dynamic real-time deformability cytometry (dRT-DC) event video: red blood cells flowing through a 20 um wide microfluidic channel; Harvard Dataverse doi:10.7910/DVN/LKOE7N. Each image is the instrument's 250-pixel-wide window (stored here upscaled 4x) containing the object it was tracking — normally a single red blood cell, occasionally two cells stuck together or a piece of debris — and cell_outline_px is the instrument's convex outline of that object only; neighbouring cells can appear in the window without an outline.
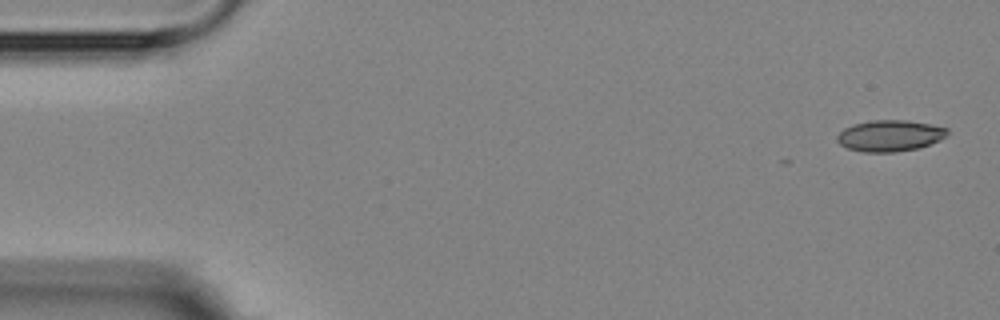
{"species": "Egyptian fruit bat (a non-hibernating species)", "species_latin": "Rousettus aegyptiacus", "temperature_condition": "room temperature", "stored_images_in_passage": 5, "camera_frame_rate_fps": 3000, "um_per_image_px": 0.085, "animal": {"sex": "female"}, "frame": {"image": 1, "passage_image": 1, "time_ms": 0.0, "image_size_px": [1000, 320], "cell_outline_px": [[948, 136], [940, 140], [916, 148], [896, 152], [864, 152], [848, 148], [840, 144], [836, 140], [836, 136], [844, 128], [852, 124], [872, 120], [908, 120], [948, 128]], "centroid_in_image_um": [75.62, 11.53], "position_along_channel_um": 9.4, "area_um2": 20.06}}